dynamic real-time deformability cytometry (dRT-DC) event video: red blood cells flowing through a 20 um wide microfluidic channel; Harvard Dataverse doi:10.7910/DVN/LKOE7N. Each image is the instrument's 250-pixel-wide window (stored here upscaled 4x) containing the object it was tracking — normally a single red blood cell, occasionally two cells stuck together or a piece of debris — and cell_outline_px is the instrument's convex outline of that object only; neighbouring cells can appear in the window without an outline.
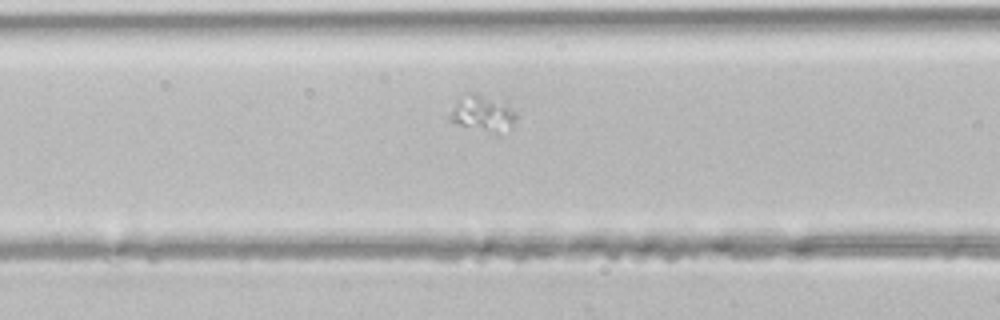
{"species": "common noctule bat (a hibernating species)", "species_latin": "Nyctalus noctula", "temperature_condition": "room temperature", "stored_images_in_passage": 32, "segment_of_instrument_passage": [2, 3], "camera_frame_rate_fps": 3000, "um_per_image_px": 0.085, "animal": {"sex": "male", "body_mass_g": 21.5, "forearm_length_mm": 52.0}, "frame": {"image": 1, "passage_image": 8, "time_ms": 2.333, "image_size_px": [1000, 320], "cell_outline_px": [[520, 116], [512, 128], [500, 136], [496, 136], [448, 120], [448, 116], [460, 92], [476, 92], [504, 100]], "centroid_in_image_um": [41.09, 9.64], "position_along_channel_um": 125.5, "area_um2": 15.26}}
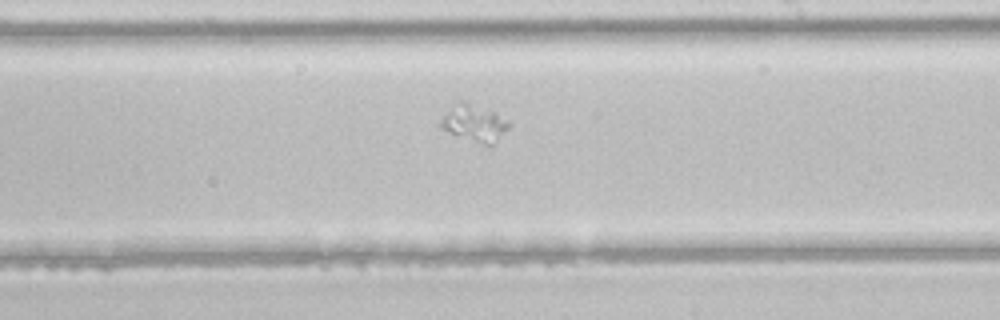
{"frame": {"image": 2, "passage_image": 16, "time_ms": 5.0, "image_size_px": [1000, 320], "cell_outline_px": [[512, 124], [492, 144], [484, 144], [440, 128], [436, 124], [460, 100], [464, 100], [496, 112]], "centroid_in_image_um": [40.32, 10.43], "position_along_channel_um": 248.7, "area_um2": 14.1}}
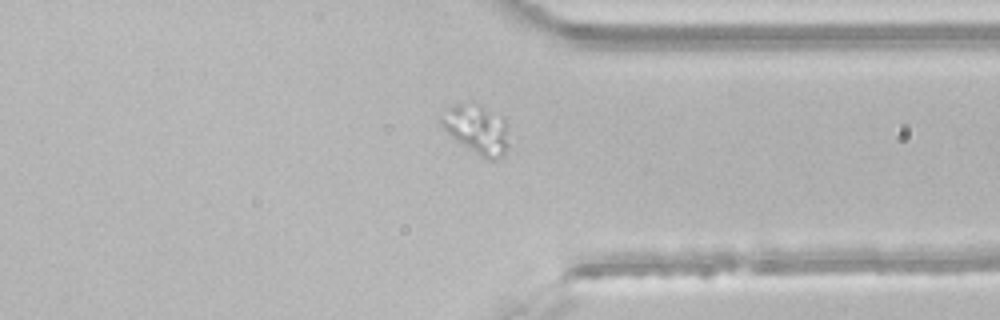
{"frame": {"image": 3, "passage_image": 24, "time_ms": 7.667, "image_size_px": [1000, 320], "cell_outline_px": [[508, 148], [504, 156], [496, 160], [488, 160], [480, 156], [452, 136], [436, 120], [440, 112], [452, 104], [464, 100], [472, 100], [504, 116], [508, 124]], "centroid_in_image_um": [40.53, 10.9], "position_along_channel_um": 370.9, "area_um2": 20.46}}